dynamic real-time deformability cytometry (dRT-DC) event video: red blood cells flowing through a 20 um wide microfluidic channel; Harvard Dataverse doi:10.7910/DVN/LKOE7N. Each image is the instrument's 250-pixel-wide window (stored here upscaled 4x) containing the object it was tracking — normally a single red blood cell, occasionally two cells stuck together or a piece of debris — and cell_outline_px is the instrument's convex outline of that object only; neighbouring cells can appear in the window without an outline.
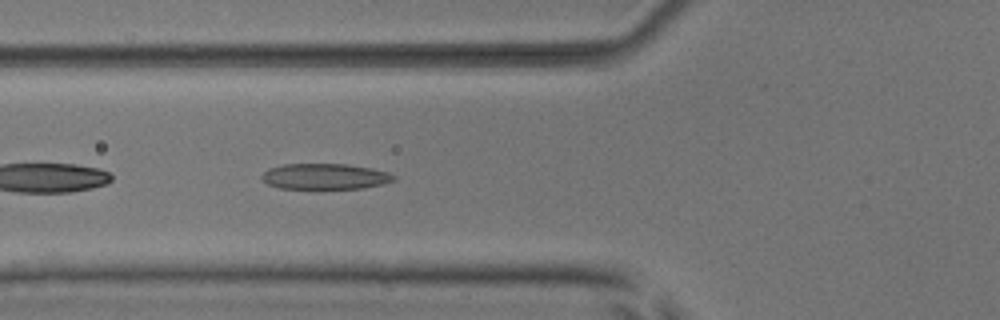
{"species": "common noctule bat (a hibernating species)", "species_latin": "Nyctalus noctula", "temperature_condition": "room temperature", "stored_images_in_passage": 7, "camera_frame_rate_fps": 3000, "um_per_image_px": 0.085, "animal": {"sex": "male", "body_mass_g": 17.9, "forearm_length_mm": 54.2}, "frame": {"image": 1, "passage_image": 7, "time_ms": 7.0, "image_size_px": [1000, 320], "cell_outline_px": [[396, 180], [384, 184], [364, 188], [280, 188], [268, 184], [260, 176], [268, 168], [284, 164], [348, 164], [372, 168], [388, 172], [396, 176]], "centroid_in_image_um": [27.66, 14.99], "position_along_channel_um": 98.1, "area_um2": 19.83}}